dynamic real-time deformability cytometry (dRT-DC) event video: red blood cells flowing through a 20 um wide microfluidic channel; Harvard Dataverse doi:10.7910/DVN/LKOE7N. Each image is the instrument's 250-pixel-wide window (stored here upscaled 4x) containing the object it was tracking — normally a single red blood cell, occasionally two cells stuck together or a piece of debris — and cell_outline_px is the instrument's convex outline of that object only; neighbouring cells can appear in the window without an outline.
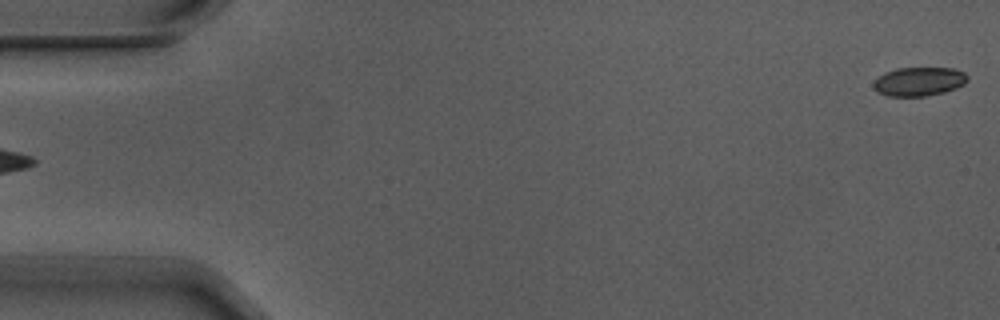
{"species": "Egyptian fruit bat (a non-hibernating species)", "species_latin": "Rousettus aegyptiacus", "temperature_condition": "warm", "stored_images_in_passage": 5, "segment_of_instrument_passage": [2, 2], "camera_frame_rate_fps": 3000, "um_per_image_px": 0.085, "animal": {"sex": "male"}, "frame": {"image": 1, "passage_image": 5, "time_ms": 1.333, "image_size_px": [1000, 320], "cell_outline_px": [[968, 80], [964, 84], [956, 88], [944, 92], [924, 96], [888, 96], [876, 92], [872, 88], [872, 84], [884, 72], [896, 68], [952, 68], [964, 72], [968, 76]], "centroid_in_image_um": [78.09, 6.93], "position_along_channel_um": 6.9, "area_um2": 15.9}}